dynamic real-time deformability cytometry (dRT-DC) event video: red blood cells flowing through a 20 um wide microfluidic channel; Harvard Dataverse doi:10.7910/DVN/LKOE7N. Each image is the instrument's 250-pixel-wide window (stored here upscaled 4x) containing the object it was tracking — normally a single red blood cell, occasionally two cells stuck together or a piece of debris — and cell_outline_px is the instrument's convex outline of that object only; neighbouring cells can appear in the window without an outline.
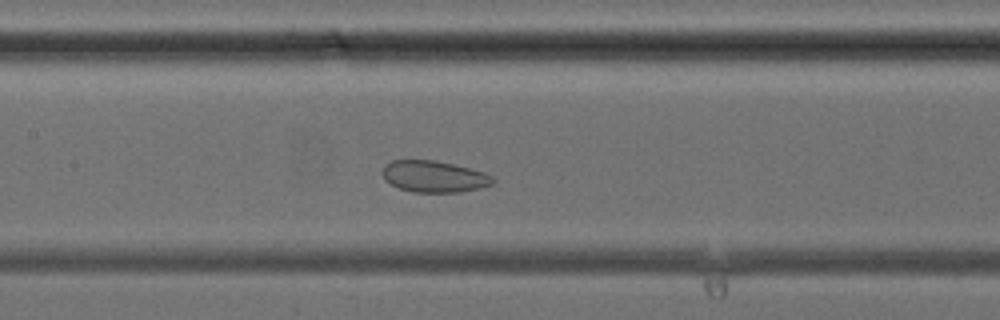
{"species": "common noctule bat (a hibernating species)", "species_latin": "Nyctalus noctula", "temperature_condition": "cold", "stored_images_in_passage": 37, "camera_frame_rate_fps": 3000, "um_per_image_px": 0.085, "animal": {"sex": "female", "body_mass_g": 24.6, "forearm_length_mm": 56.2}, "frame": {"image": 1, "passage_image": 15, "time_ms": 4.667, "image_size_px": [1000, 320], "cell_outline_px": [[496, 180], [492, 184], [480, 188], [460, 192], [412, 192], [400, 188], [384, 180], [380, 172], [384, 164], [392, 160], [432, 160], [452, 164], [484, 172], [492, 176]], "centroid_in_image_um": [36.86, 15.0], "position_along_channel_um": 170.5, "area_um2": 20.35}}
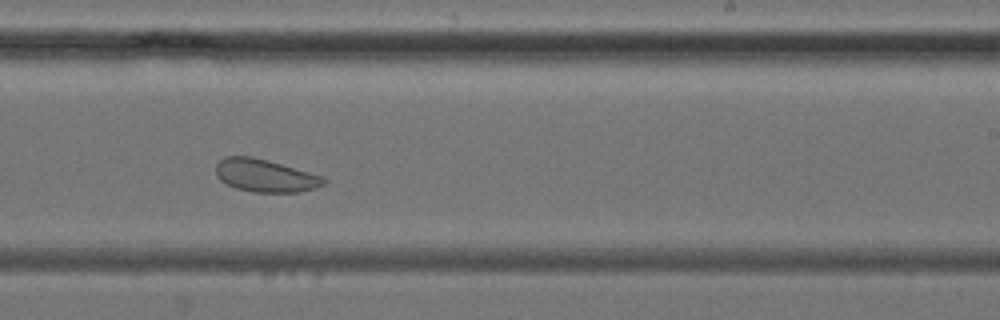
{"frame": {"image": 2, "passage_image": 21, "time_ms": 6.667, "image_size_px": [1000, 320], "cell_outline_px": [[328, 180], [324, 184], [316, 188], [296, 192], [256, 192], [236, 188], [220, 180], [216, 176], [216, 164], [224, 156], [252, 156], [268, 160], [324, 176]], "centroid_in_image_um": [22.55, 14.91], "position_along_channel_um": 266.4, "area_um2": 20.63}}
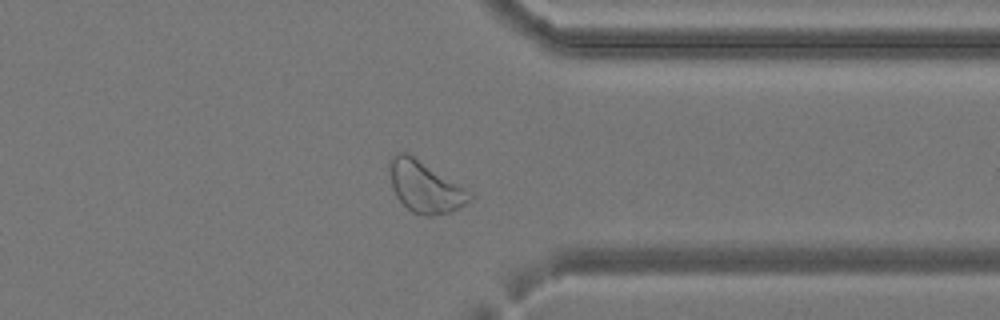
{"frame": {"image": 3, "passage_image": 28, "time_ms": 9.0, "image_size_px": [1000, 320], "cell_outline_px": [[472, 200], [460, 208], [448, 212], [432, 216], [424, 216], [412, 212], [396, 196], [392, 188], [388, 168], [388, 160], [392, 156], [400, 152], [408, 152], [472, 192]], "centroid_in_image_um": [36.11, 15.87], "position_along_channel_um": 375.3, "area_um2": 24.16}}